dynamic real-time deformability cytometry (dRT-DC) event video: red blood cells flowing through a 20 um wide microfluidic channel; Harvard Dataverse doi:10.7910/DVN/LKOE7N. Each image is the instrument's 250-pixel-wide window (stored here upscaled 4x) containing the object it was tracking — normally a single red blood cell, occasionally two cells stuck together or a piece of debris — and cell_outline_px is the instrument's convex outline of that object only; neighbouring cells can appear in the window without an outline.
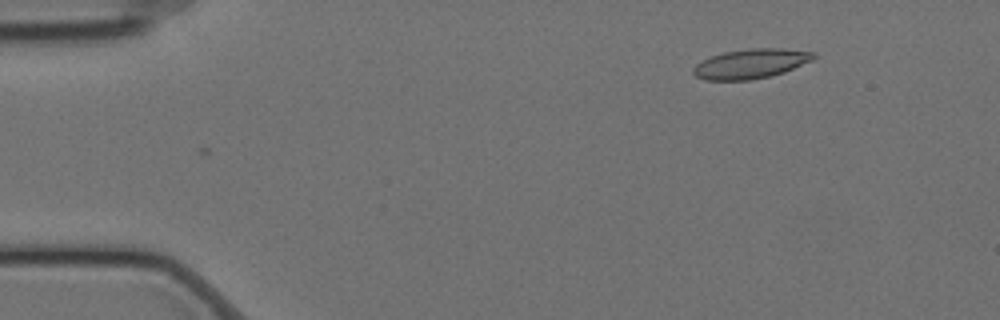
{"species": "Egyptian fruit bat (a non-hibernating species)", "species_latin": "Rousettus aegyptiacus", "temperature_condition": "cold", "stored_images_in_passage": 5, "camera_frame_rate_fps": 3000, "um_per_image_px": 0.085, "animal": {"sex": "female"}, "frame": {"image": 1, "passage_image": 5, "time_ms": 1.333, "image_size_px": [1000, 320], "cell_outline_px": [[816, 56], [812, 60], [784, 72], [768, 76], [748, 80], [704, 80], [696, 76], [692, 72], [692, 68], [696, 64], [712, 56], [724, 52], [748, 48], [784, 48], [816, 52]], "centroid_in_image_um": [63.82, 5.4], "position_along_channel_um": 21.2, "area_um2": 20.69}}